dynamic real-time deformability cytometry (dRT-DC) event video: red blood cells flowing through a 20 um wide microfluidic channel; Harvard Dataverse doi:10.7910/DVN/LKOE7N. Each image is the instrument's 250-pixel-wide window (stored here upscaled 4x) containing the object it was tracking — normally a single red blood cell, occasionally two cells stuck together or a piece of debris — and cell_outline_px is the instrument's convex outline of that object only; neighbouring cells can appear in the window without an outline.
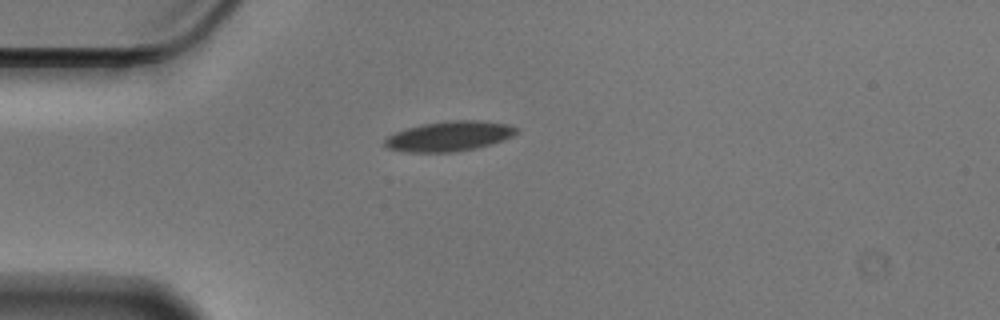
{"species": "Egyptian fruit bat (a non-hibernating species)", "species_latin": "Rousettus aegyptiacus", "temperature_condition": "cold", "stored_images_in_passage": 43, "camera_frame_rate_fps": 3000, "um_per_image_px": 0.085, "animal": {"sex": "male"}, "frame": {"image": 1, "passage_image": 1, "time_ms": 0.0, "image_size_px": [1000, 320], "cell_outline_px": [[520, 132], [504, 140], [492, 144], [476, 148], [452, 152], [404, 152], [388, 148], [384, 144], [384, 140], [388, 136], [396, 132], [420, 124], [448, 120], [480, 120], [508, 124], [520, 128]], "centroid_in_image_um": [38.23, 11.57], "position_along_channel_um": 46.8, "area_um2": 23.24}}
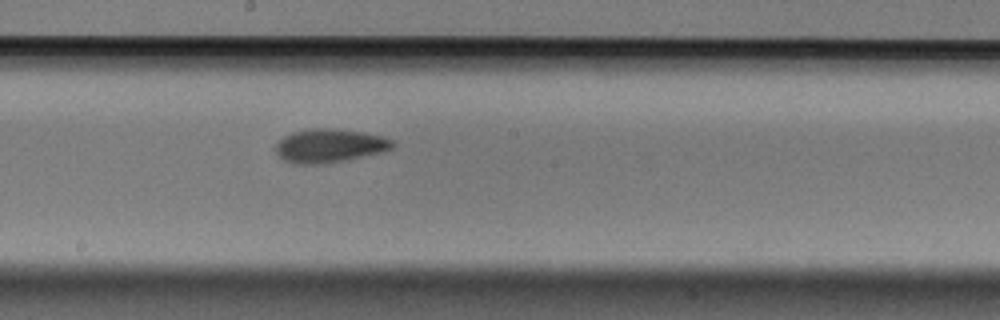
{"frame": {"image": 2, "passage_image": 17, "time_ms": 5.333, "image_size_px": [1000, 320], "cell_outline_px": [[396, 144], [392, 148], [384, 152], [348, 160], [328, 164], [292, 164], [276, 156], [272, 148], [284, 136], [292, 132], [312, 128], [336, 128], [364, 132], [384, 136], [396, 140]], "centroid_in_image_um": [28.02, 12.39], "position_along_channel_um": 220.2, "area_um2": 23.76}}
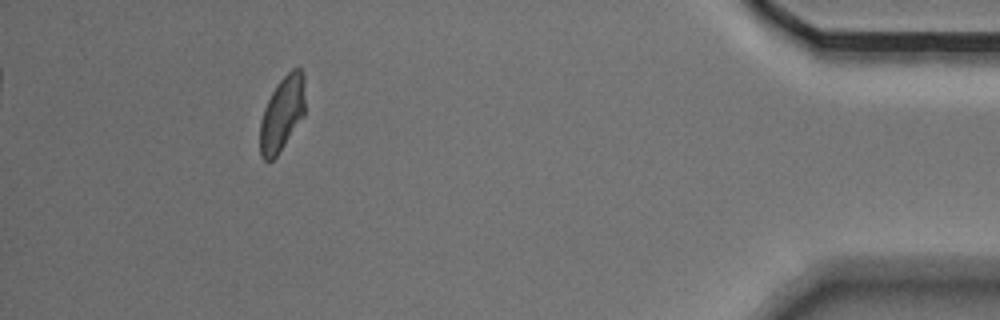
{"frame": {"image": 3, "passage_image": 38, "time_ms": 12.333, "image_size_px": [1000, 320], "cell_outline_px": [[304, 116], [276, 156], [272, 160], [264, 160], [260, 156], [260, 120], [264, 108], [272, 92], [280, 80], [292, 68], [300, 68], [304, 72]], "centroid_in_image_um": [23.98, 9.65], "position_along_channel_um": 411.2, "area_um2": 19.48}, "authors_computed_cell_mechanics": {"area_um2": 21.4438, "velocity_mm_per_s": 3.543, "shape_relaxation_time_tau1_ms": 6.4943, "shape_relaxation_time_tau2_ms": 4.0453, "deformation_change_tau1": 0.1302, "deformation_change_tau2": 0.0834}}